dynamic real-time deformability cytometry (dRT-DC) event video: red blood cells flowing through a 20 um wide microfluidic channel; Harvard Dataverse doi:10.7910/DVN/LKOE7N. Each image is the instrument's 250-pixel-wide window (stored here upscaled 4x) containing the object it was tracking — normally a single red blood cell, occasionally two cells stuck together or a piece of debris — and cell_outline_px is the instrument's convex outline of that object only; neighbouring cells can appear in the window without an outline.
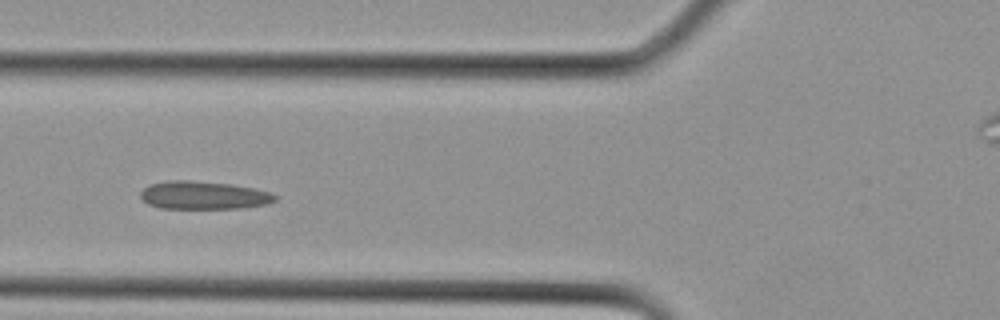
{"species": "Egyptian fruit bat (a non-hibernating species)", "species_latin": "Rousettus aegyptiacus", "temperature_condition": "cold", "stored_images_in_passage": 13, "camera_frame_rate_fps": 3000, "um_per_image_px": 0.085, "animal": {"sex": "female"}, "frame": {"image": 1, "passage_image": 8, "time_ms": 2.333, "image_size_px": [1000, 320], "cell_outline_px": [[276, 200], [268, 204], [244, 208], [160, 208], [148, 204], [140, 196], [140, 192], [148, 184], [168, 180], [188, 180], [232, 184], [252, 188], [268, 192], [276, 196]], "centroid_in_image_um": [17.28, 16.59], "position_along_channel_um": 108.5, "area_um2": 21.96}}
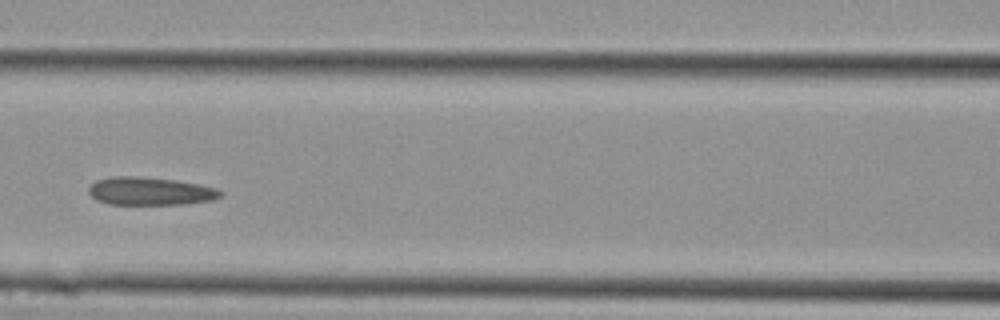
{"frame": {"image": 2, "passage_image": 10, "time_ms": 3.0, "image_size_px": [1000, 320], "cell_outline_px": [[224, 192], [220, 196], [212, 200], [184, 204], [108, 204], [96, 200], [88, 192], [88, 188], [96, 180], [112, 176], [136, 176], [176, 180], [216, 188]], "centroid_in_image_um": [12.73, 16.25], "position_along_channel_um": 153.9, "area_um2": 21.44}}
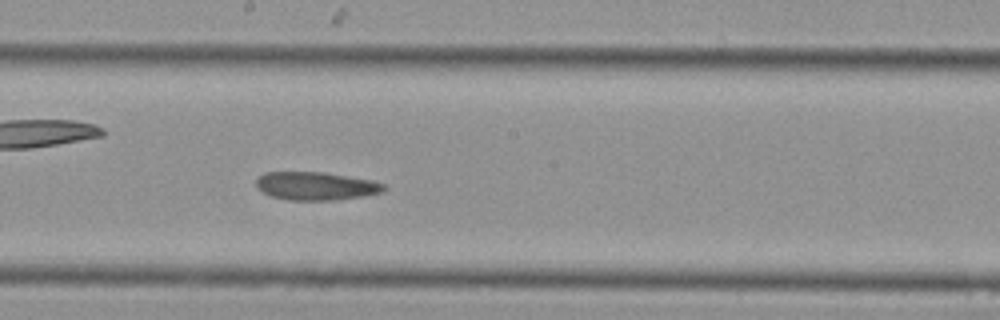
{"frame": {"image": 3, "passage_image": 13, "time_ms": 4.0, "image_size_px": [1000, 320], "cell_outline_px": [[388, 188], [384, 192], [364, 196], [332, 200], [288, 200], [272, 196], [256, 188], [256, 180], [264, 172], [324, 172], [372, 180], [384, 184]], "centroid_in_image_um": [26.88, 15.81], "position_along_channel_um": 221.3, "area_um2": 21.04}}